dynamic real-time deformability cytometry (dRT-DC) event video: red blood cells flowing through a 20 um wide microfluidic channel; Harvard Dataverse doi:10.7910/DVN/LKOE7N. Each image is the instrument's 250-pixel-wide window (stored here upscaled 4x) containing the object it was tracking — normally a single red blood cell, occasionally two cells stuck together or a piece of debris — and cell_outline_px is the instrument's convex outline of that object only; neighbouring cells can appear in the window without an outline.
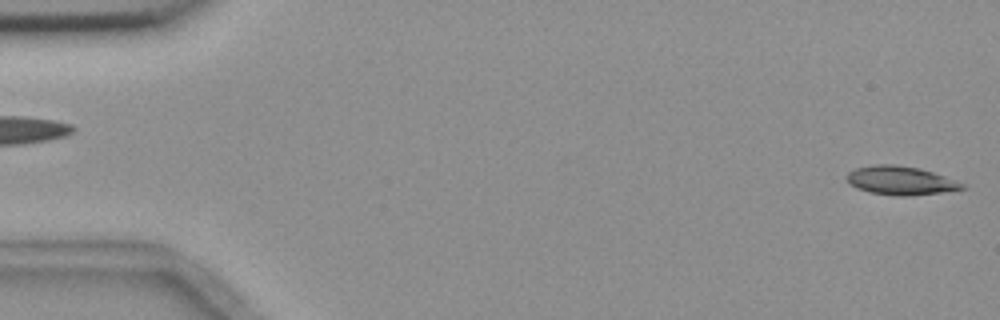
{"species": "common noctule bat (a hibernating species)", "species_latin": "Nyctalus noctula", "temperature_condition": "room temperature", "stored_images_in_passage": 5, "camera_frame_rate_fps": 3000, "um_per_image_px": 0.085, "animal": {"sex": "female", "body_mass_g": 18.4}, "frame": {"image": 1, "passage_image": 5, "time_ms": 5.667, "image_size_px": [1000, 320], "cell_outline_px": [[968, 188], [912, 196], [896, 196], [872, 192], [856, 188], [848, 180], [848, 172], [856, 168], [872, 164], [896, 164], [920, 168], [944, 176], [964, 184]], "centroid_in_image_um": [76.56, 15.34], "position_along_channel_um": 8.4, "area_um2": 19.13}}